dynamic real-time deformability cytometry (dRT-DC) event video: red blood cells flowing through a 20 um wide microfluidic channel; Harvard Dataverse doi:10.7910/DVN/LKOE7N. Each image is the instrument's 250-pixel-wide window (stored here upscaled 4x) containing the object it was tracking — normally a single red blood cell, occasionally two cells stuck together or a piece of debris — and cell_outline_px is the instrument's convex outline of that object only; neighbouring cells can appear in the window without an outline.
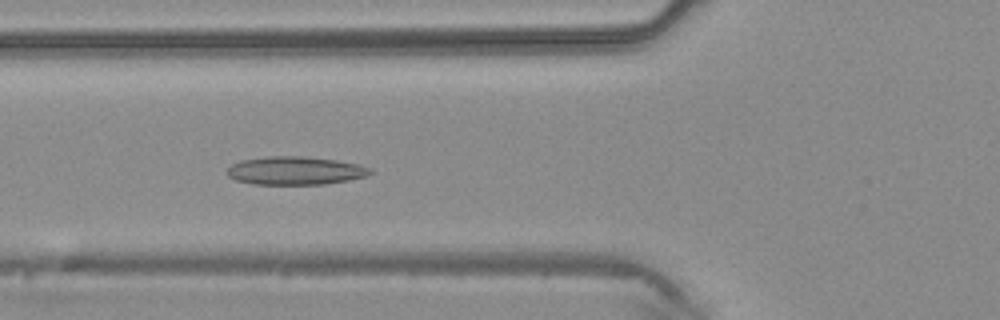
{"species": "common noctule bat (a hibernating species)", "species_latin": "Nyctalus noctula", "temperature_condition": "warm", "stored_images_in_passage": 42, "camera_frame_rate_fps": 3000, "um_per_image_px": 0.085, "animal": {"sex": "male", "body_mass_g": 20.4}, "frame": {"image": 1, "passage_image": 15, "time_ms": 4.667, "image_size_px": [1000, 320], "cell_outline_px": [[372, 172], [364, 176], [348, 180], [324, 184], [252, 184], [236, 180], [228, 176], [224, 172], [232, 164], [240, 160], [268, 156], [304, 156], [336, 160], [360, 164], [372, 168]], "centroid_in_image_um": [25.06, 14.5], "position_along_channel_um": 100.7, "area_um2": 23.64}}
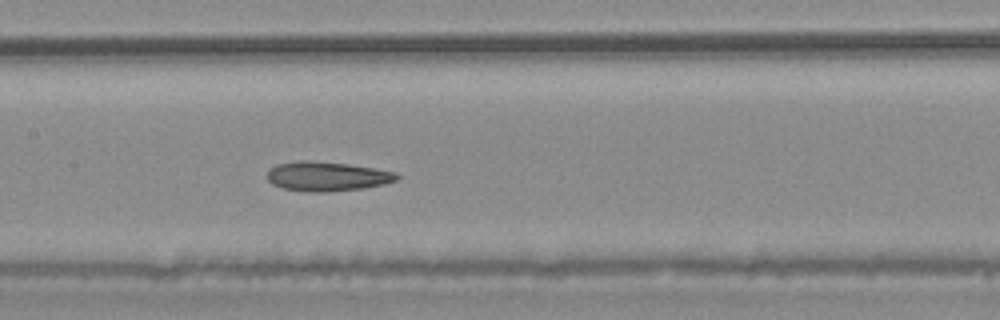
{"frame": {"image": 2, "passage_image": 20, "time_ms": 6.333, "image_size_px": [1000, 320], "cell_outline_px": [[400, 176], [396, 180], [384, 184], [364, 188], [328, 192], [312, 192], [284, 188], [272, 184], [268, 180], [268, 168], [276, 164], [300, 160], [304, 160], [348, 164], [396, 172]], "centroid_in_image_um": [27.78, 14.99], "position_along_channel_um": 179.6, "area_um2": 22.14}}
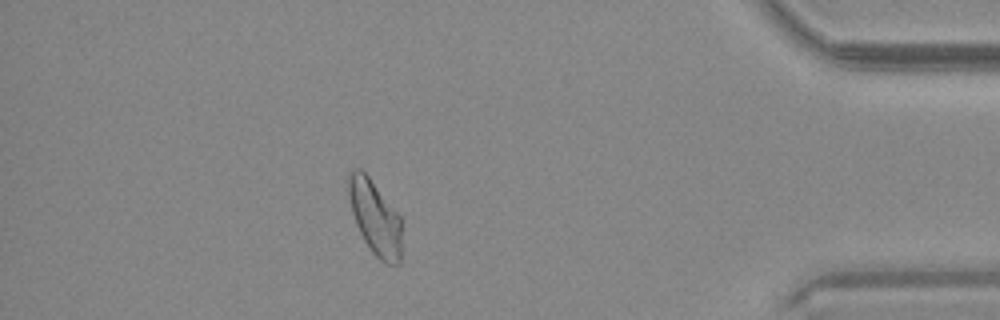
{"frame": {"image": 3, "passage_image": 37, "time_ms": 12.0, "image_size_px": [1000, 320], "cell_outline_px": [[400, 264], [388, 264], [380, 260], [372, 252], [364, 240], [356, 224], [352, 212], [348, 196], [348, 172], [352, 168], [360, 168], [368, 176], [400, 216]], "centroid_in_image_um": [31.84, 18.47], "position_along_channel_um": 403.4, "area_um2": 22.77}}